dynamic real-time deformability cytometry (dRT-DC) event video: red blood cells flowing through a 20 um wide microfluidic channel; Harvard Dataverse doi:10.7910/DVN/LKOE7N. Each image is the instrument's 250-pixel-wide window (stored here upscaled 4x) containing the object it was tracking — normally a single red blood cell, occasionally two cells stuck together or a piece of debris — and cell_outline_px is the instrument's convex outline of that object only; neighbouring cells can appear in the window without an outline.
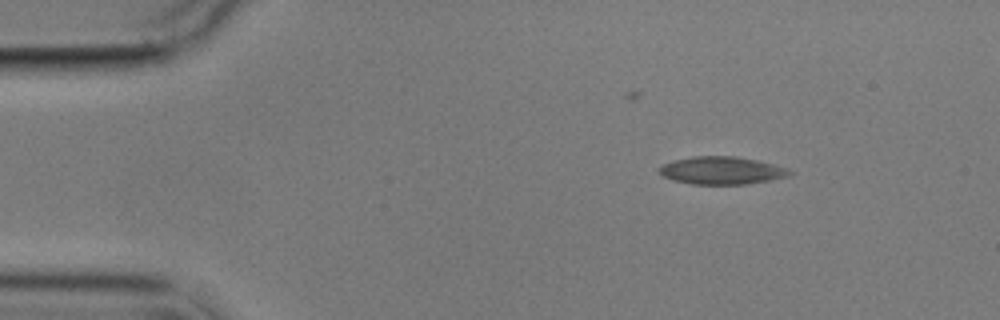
{"species": "common noctule bat (a hibernating species)", "species_latin": "Nyctalus noctula", "temperature_condition": "cold", "stored_images_in_passage": 3, "camera_frame_rate_fps": 3000, "um_per_image_px": 0.085, "animal": {"sex": "male", "body_mass_g": 17.9}, "frame": {"image": 1, "passage_image": 1, "time_ms": 0.0, "image_size_px": [1000, 320], "cell_outline_px": [[796, 172], [788, 176], [772, 180], [744, 184], [692, 184], [672, 180], [664, 176], [660, 172], [660, 168], [664, 164], [676, 160], [692, 156], [736, 156], [756, 160], [788, 168]], "centroid_in_image_um": [61.4, 14.49], "position_along_channel_um": 23.6, "area_um2": 20.92}}